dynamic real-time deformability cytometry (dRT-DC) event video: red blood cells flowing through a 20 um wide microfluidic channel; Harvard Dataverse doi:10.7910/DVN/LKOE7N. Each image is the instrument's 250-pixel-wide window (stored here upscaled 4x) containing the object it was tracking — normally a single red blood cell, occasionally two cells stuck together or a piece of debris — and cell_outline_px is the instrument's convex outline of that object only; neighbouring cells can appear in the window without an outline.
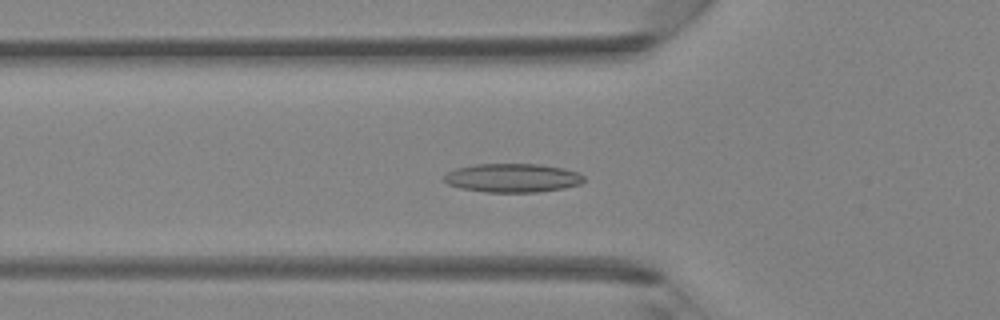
{"species": "Egyptian fruit bat (a non-hibernating species)", "species_latin": "Rousettus aegyptiacus", "temperature_condition": "room temperature", "stored_images_in_passage": 40, "camera_frame_rate_fps": 3000, "um_per_image_px": 0.085, "animal": {"sex": "female"}, "frame": {"image": 1, "passage_image": 12, "time_ms": 3.667, "image_size_px": [1000, 320], "cell_outline_px": [[584, 180], [580, 184], [564, 188], [536, 192], [484, 192], [460, 188], [448, 184], [444, 180], [444, 176], [448, 172], [456, 168], [476, 164], [540, 164], [564, 168], [576, 172], [584, 176]], "centroid_in_image_um": [43.56, 15.12], "position_along_channel_um": 82.2, "area_um2": 23.41}}
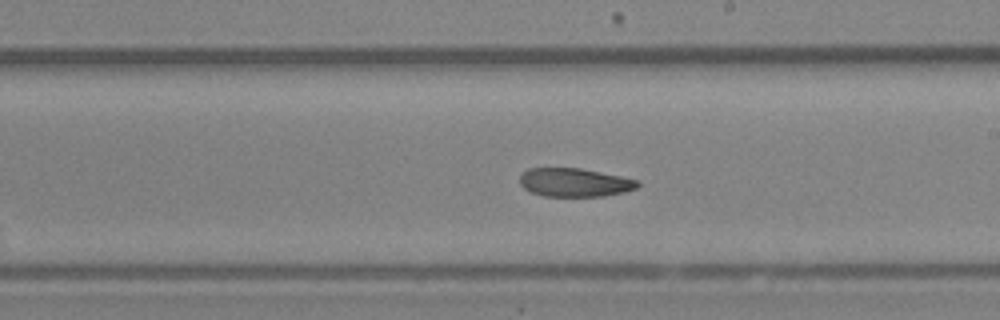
{"frame": {"image": 2, "passage_image": 22, "time_ms": 7.0, "image_size_px": [1000, 320], "cell_outline_px": [[640, 184], [636, 188], [624, 192], [604, 196], [544, 196], [532, 192], [524, 188], [520, 184], [520, 176], [528, 168], [580, 168], [640, 180]], "centroid_in_image_um": [48.86, 15.51], "position_along_channel_um": 240.1, "area_um2": 19.54}}
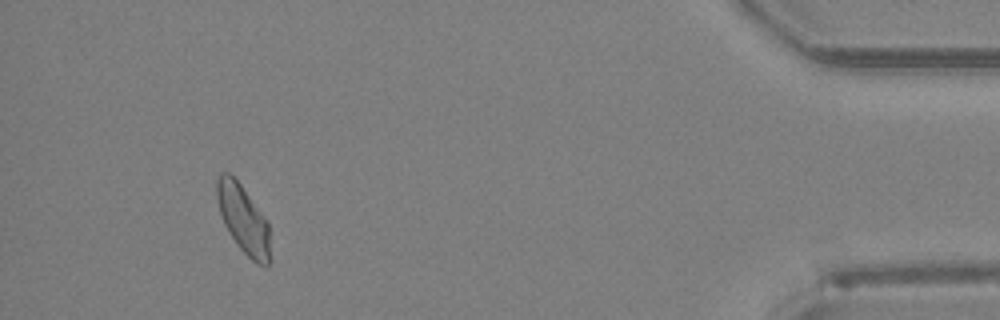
{"frame": {"image": 3, "passage_image": 37, "time_ms": 12.0, "image_size_px": [1000, 320], "cell_outline_px": [[268, 264], [264, 268], [256, 264], [240, 248], [228, 232], [224, 224], [220, 212], [216, 196], [216, 180], [220, 172], [228, 172], [240, 184], [268, 220]], "centroid_in_image_um": [20.65, 18.6], "position_along_channel_um": 414.5, "area_um2": 20.92}}